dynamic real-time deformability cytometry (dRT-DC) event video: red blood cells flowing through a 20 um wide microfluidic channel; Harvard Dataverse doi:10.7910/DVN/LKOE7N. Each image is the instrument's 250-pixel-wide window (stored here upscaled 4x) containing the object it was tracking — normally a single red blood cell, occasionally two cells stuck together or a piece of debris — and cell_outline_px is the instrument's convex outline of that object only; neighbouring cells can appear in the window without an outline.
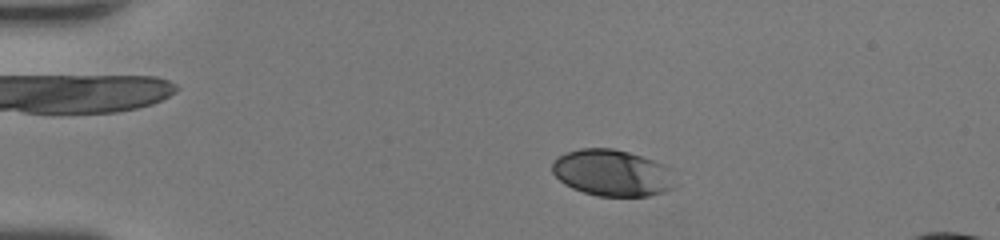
{"species": "human", "species_latin": "Homo sapiens", "temperature_condition": "room temperature", "stored_images_in_passage": 42, "camera_frame_rate_fps": 3000, "um_per_image_px": 0.085, "donor": {"sex": "female"}, "frame": {"image": 1, "passage_image": 4, "time_ms": 1.0, "image_size_px": [1000, 240], "cell_outline_px": [[680, 184], [676, 188], [664, 192], [648, 196], [596, 196], [572, 188], [564, 184], [552, 172], [552, 164], [560, 156], [568, 152], [580, 148], [612, 148], [628, 152], [664, 164], [672, 168]], "centroid_in_image_um": [52.15, 14.71], "position_along_channel_um": 32.9, "area_um2": 33.81}}
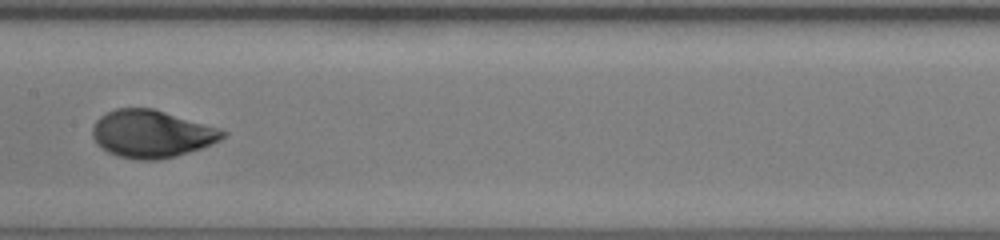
{"frame": {"image": 2, "passage_image": 20, "time_ms": 6.333, "image_size_px": [1000, 240], "cell_outline_px": [[228, 132], [220, 140], [212, 144], [176, 156], [156, 160], [136, 160], [120, 156], [108, 152], [96, 144], [92, 136], [92, 128], [96, 120], [100, 116], [116, 108], [152, 108], [220, 128]], "centroid_in_image_um": [12.87, 11.38], "position_along_channel_um": 194.5, "area_um2": 36.01}}
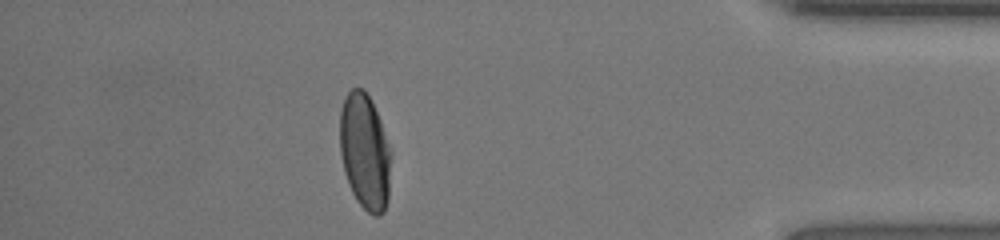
{"frame": {"image": 3, "passage_image": 37, "time_ms": 12.0, "image_size_px": [1000, 240], "cell_outline_px": [[392, 152], [388, 200], [384, 212], [380, 216], [372, 216], [356, 200], [352, 192], [344, 172], [340, 152], [340, 112], [344, 100], [348, 92], [352, 88], [364, 88], [380, 120]], "centroid_in_image_um": [31.03, 12.93], "position_along_channel_um": 404.2, "area_um2": 34.74}, "authors_computed_cell_mechanics": {"area_um2": 34.9112, "velocity_mm_per_s": 4.3439, "shape_relaxation_time_tau1_ms": 3.2675, "shape_relaxation_time_tau2_ms": null, "deformation_change_tau1": 0.1751, "deformation_change_tau2": null}}